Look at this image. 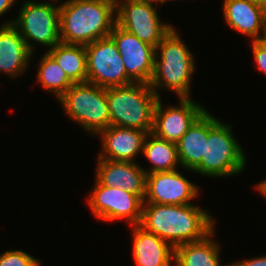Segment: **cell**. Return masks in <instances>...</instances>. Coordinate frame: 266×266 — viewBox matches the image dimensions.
<instances>
[{
	"label": "cell",
	"mask_w": 266,
	"mask_h": 266,
	"mask_svg": "<svg viewBox=\"0 0 266 266\" xmlns=\"http://www.w3.org/2000/svg\"><path fill=\"white\" fill-rule=\"evenodd\" d=\"M215 218L193 204L143 203L140 226L156 234L174 249L204 239L215 227Z\"/></svg>",
	"instance_id": "1"
},
{
	"label": "cell",
	"mask_w": 266,
	"mask_h": 266,
	"mask_svg": "<svg viewBox=\"0 0 266 266\" xmlns=\"http://www.w3.org/2000/svg\"><path fill=\"white\" fill-rule=\"evenodd\" d=\"M116 24V0H67L60 4V38L88 45L110 36Z\"/></svg>",
	"instance_id": "2"
},
{
	"label": "cell",
	"mask_w": 266,
	"mask_h": 266,
	"mask_svg": "<svg viewBox=\"0 0 266 266\" xmlns=\"http://www.w3.org/2000/svg\"><path fill=\"white\" fill-rule=\"evenodd\" d=\"M194 59L173 27L156 47L154 73L149 83L156 95L160 97L157 90L166 87L176 92L178 98L189 97L196 67Z\"/></svg>",
	"instance_id": "3"
},
{
	"label": "cell",
	"mask_w": 266,
	"mask_h": 266,
	"mask_svg": "<svg viewBox=\"0 0 266 266\" xmlns=\"http://www.w3.org/2000/svg\"><path fill=\"white\" fill-rule=\"evenodd\" d=\"M233 134L231 124L222 123L208 111L205 156L192 172L214 178H227L241 173L247 161L243 149Z\"/></svg>",
	"instance_id": "4"
},
{
	"label": "cell",
	"mask_w": 266,
	"mask_h": 266,
	"mask_svg": "<svg viewBox=\"0 0 266 266\" xmlns=\"http://www.w3.org/2000/svg\"><path fill=\"white\" fill-rule=\"evenodd\" d=\"M158 98L150 85L145 83L107 88L110 125L151 133Z\"/></svg>",
	"instance_id": "5"
},
{
	"label": "cell",
	"mask_w": 266,
	"mask_h": 266,
	"mask_svg": "<svg viewBox=\"0 0 266 266\" xmlns=\"http://www.w3.org/2000/svg\"><path fill=\"white\" fill-rule=\"evenodd\" d=\"M58 100L66 115L90 134L98 135L110 126L107 88L74 83Z\"/></svg>",
	"instance_id": "6"
},
{
	"label": "cell",
	"mask_w": 266,
	"mask_h": 266,
	"mask_svg": "<svg viewBox=\"0 0 266 266\" xmlns=\"http://www.w3.org/2000/svg\"><path fill=\"white\" fill-rule=\"evenodd\" d=\"M55 4L27 0L22 4L18 18L12 23L32 53L35 48L33 42L49 47L48 50L61 43L60 5Z\"/></svg>",
	"instance_id": "7"
},
{
	"label": "cell",
	"mask_w": 266,
	"mask_h": 266,
	"mask_svg": "<svg viewBox=\"0 0 266 266\" xmlns=\"http://www.w3.org/2000/svg\"><path fill=\"white\" fill-rule=\"evenodd\" d=\"M152 0H116V24L153 47L173 28L161 22Z\"/></svg>",
	"instance_id": "8"
},
{
	"label": "cell",
	"mask_w": 266,
	"mask_h": 266,
	"mask_svg": "<svg viewBox=\"0 0 266 266\" xmlns=\"http://www.w3.org/2000/svg\"><path fill=\"white\" fill-rule=\"evenodd\" d=\"M87 55V82L102 88L134 83L126 73L117 44L111 36L85 46Z\"/></svg>",
	"instance_id": "9"
},
{
	"label": "cell",
	"mask_w": 266,
	"mask_h": 266,
	"mask_svg": "<svg viewBox=\"0 0 266 266\" xmlns=\"http://www.w3.org/2000/svg\"><path fill=\"white\" fill-rule=\"evenodd\" d=\"M88 198L92 214L100 220H127L130 225L140 224L144 201L135 194L118 187L103 186L96 178Z\"/></svg>",
	"instance_id": "10"
},
{
	"label": "cell",
	"mask_w": 266,
	"mask_h": 266,
	"mask_svg": "<svg viewBox=\"0 0 266 266\" xmlns=\"http://www.w3.org/2000/svg\"><path fill=\"white\" fill-rule=\"evenodd\" d=\"M110 36L117 44L127 76L134 83L149 84L154 73L156 48L117 24L114 25Z\"/></svg>",
	"instance_id": "11"
},
{
	"label": "cell",
	"mask_w": 266,
	"mask_h": 266,
	"mask_svg": "<svg viewBox=\"0 0 266 266\" xmlns=\"http://www.w3.org/2000/svg\"><path fill=\"white\" fill-rule=\"evenodd\" d=\"M179 105L164 109L160 97L153 112L152 132L155 136L177 143L193 122L206 110L190 97H180ZM164 109V110H163Z\"/></svg>",
	"instance_id": "12"
},
{
	"label": "cell",
	"mask_w": 266,
	"mask_h": 266,
	"mask_svg": "<svg viewBox=\"0 0 266 266\" xmlns=\"http://www.w3.org/2000/svg\"><path fill=\"white\" fill-rule=\"evenodd\" d=\"M199 187L187 180L179 171H164L146 175V196L144 203L161 205L191 204L199 195Z\"/></svg>",
	"instance_id": "13"
},
{
	"label": "cell",
	"mask_w": 266,
	"mask_h": 266,
	"mask_svg": "<svg viewBox=\"0 0 266 266\" xmlns=\"http://www.w3.org/2000/svg\"><path fill=\"white\" fill-rule=\"evenodd\" d=\"M96 179L106 187H118L138 195L146 196V172L135 162L111 161L97 158Z\"/></svg>",
	"instance_id": "14"
},
{
	"label": "cell",
	"mask_w": 266,
	"mask_h": 266,
	"mask_svg": "<svg viewBox=\"0 0 266 266\" xmlns=\"http://www.w3.org/2000/svg\"><path fill=\"white\" fill-rule=\"evenodd\" d=\"M147 132L135 128L110 125L98 135L102 139V150L98 158L111 161L134 162L143 152Z\"/></svg>",
	"instance_id": "15"
},
{
	"label": "cell",
	"mask_w": 266,
	"mask_h": 266,
	"mask_svg": "<svg viewBox=\"0 0 266 266\" xmlns=\"http://www.w3.org/2000/svg\"><path fill=\"white\" fill-rule=\"evenodd\" d=\"M223 1V15L230 28L251 37V41L266 39V11L262 7L249 0Z\"/></svg>",
	"instance_id": "16"
},
{
	"label": "cell",
	"mask_w": 266,
	"mask_h": 266,
	"mask_svg": "<svg viewBox=\"0 0 266 266\" xmlns=\"http://www.w3.org/2000/svg\"><path fill=\"white\" fill-rule=\"evenodd\" d=\"M12 23L13 21L10 20L0 27V72L16 79L26 72L30 64L29 60L34 54Z\"/></svg>",
	"instance_id": "17"
},
{
	"label": "cell",
	"mask_w": 266,
	"mask_h": 266,
	"mask_svg": "<svg viewBox=\"0 0 266 266\" xmlns=\"http://www.w3.org/2000/svg\"><path fill=\"white\" fill-rule=\"evenodd\" d=\"M132 227V253L136 266H172L174 264L175 249L169 243L139 224Z\"/></svg>",
	"instance_id": "18"
},
{
	"label": "cell",
	"mask_w": 266,
	"mask_h": 266,
	"mask_svg": "<svg viewBox=\"0 0 266 266\" xmlns=\"http://www.w3.org/2000/svg\"><path fill=\"white\" fill-rule=\"evenodd\" d=\"M205 139H208L207 109L193 122L176 143L180 165L192 171L205 156Z\"/></svg>",
	"instance_id": "19"
},
{
	"label": "cell",
	"mask_w": 266,
	"mask_h": 266,
	"mask_svg": "<svg viewBox=\"0 0 266 266\" xmlns=\"http://www.w3.org/2000/svg\"><path fill=\"white\" fill-rule=\"evenodd\" d=\"M214 231L200 241L176 247L174 266H221L219 257L221 246L212 239Z\"/></svg>",
	"instance_id": "20"
},
{
	"label": "cell",
	"mask_w": 266,
	"mask_h": 266,
	"mask_svg": "<svg viewBox=\"0 0 266 266\" xmlns=\"http://www.w3.org/2000/svg\"><path fill=\"white\" fill-rule=\"evenodd\" d=\"M73 83L87 82L85 45L59 43L47 51Z\"/></svg>",
	"instance_id": "21"
},
{
	"label": "cell",
	"mask_w": 266,
	"mask_h": 266,
	"mask_svg": "<svg viewBox=\"0 0 266 266\" xmlns=\"http://www.w3.org/2000/svg\"><path fill=\"white\" fill-rule=\"evenodd\" d=\"M142 154L152 164L150 170H145L146 174L173 171L180 164L176 143L161 139L153 133L147 134Z\"/></svg>",
	"instance_id": "22"
},
{
	"label": "cell",
	"mask_w": 266,
	"mask_h": 266,
	"mask_svg": "<svg viewBox=\"0 0 266 266\" xmlns=\"http://www.w3.org/2000/svg\"><path fill=\"white\" fill-rule=\"evenodd\" d=\"M37 82L59 99L74 83L56 60L46 51L39 62Z\"/></svg>",
	"instance_id": "23"
},
{
	"label": "cell",
	"mask_w": 266,
	"mask_h": 266,
	"mask_svg": "<svg viewBox=\"0 0 266 266\" xmlns=\"http://www.w3.org/2000/svg\"><path fill=\"white\" fill-rule=\"evenodd\" d=\"M41 262L22 250H7L0 254V266H40Z\"/></svg>",
	"instance_id": "24"
},
{
	"label": "cell",
	"mask_w": 266,
	"mask_h": 266,
	"mask_svg": "<svg viewBox=\"0 0 266 266\" xmlns=\"http://www.w3.org/2000/svg\"><path fill=\"white\" fill-rule=\"evenodd\" d=\"M252 50L257 69L266 74V39L252 41Z\"/></svg>",
	"instance_id": "25"
},
{
	"label": "cell",
	"mask_w": 266,
	"mask_h": 266,
	"mask_svg": "<svg viewBox=\"0 0 266 266\" xmlns=\"http://www.w3.org/2000/svg\"><path fill=\"white\" fill-rule=\"evenodd\" d=\"M229 266H266V255L250 258L244 261L229 263Z\"/></svg>",
	"instance_id": "26"
},
{
	"label": "cell",
	"mask_w": 266,
	"mask_h": 266,
	"mask_svg": "<svg viewBox=\"0 0 266 266\" xmlns=\"http://www.w3.org/2000/svg\"><path fill=\"white\" fill-rule=\"evenodd\" d=\"M16 0H0V16H3L5 12H8Z\"/></svg>",
	"instance_id": "27"
},
{
	"label": "cell",
	"mask_w": 266,
	"mask_h": 266,
	"mask_svg": "<svg viewBox=\"0 0 266 266\" xmlns=\"http://www.w3.org/2000/svg\"><path fill=\"white\" fill-rule=\"evenodd\" d=\"M257 191L266 198V179L259 184H256Z\"/></svg>",
	"instance_id": "28"
},
{
	"label": "cell",
	"mask_w": 266,
	"mask_h": 266,
	"mask_svg": "<svg viewBox=\"0 0 266 266\" xmlns=\"http://www.w3.org/2000/svg\"><path fill=\"white\" fill-rule=\"evenodd\" d=\"M254 5L262 7L266 11V0H249Z\"/></svg>",
	"instance_id": "29"
},
{
	"label": "cell",
	"mask_w": 266,
	"mask_h": 266,
	"mask_svg": "<svg viewBox=\"0 0 266 266\" xmlns=\"http://www.w3.org/2000/svg\"><path fill=\"white\" fill-rule=\"evenodd\" d=\"M152 1L154 2V4L160 2L161 5H163V3L167 2V1H172V0H152Z\"/></svg>",
	"instance_id": "30"
}]
</instances>
